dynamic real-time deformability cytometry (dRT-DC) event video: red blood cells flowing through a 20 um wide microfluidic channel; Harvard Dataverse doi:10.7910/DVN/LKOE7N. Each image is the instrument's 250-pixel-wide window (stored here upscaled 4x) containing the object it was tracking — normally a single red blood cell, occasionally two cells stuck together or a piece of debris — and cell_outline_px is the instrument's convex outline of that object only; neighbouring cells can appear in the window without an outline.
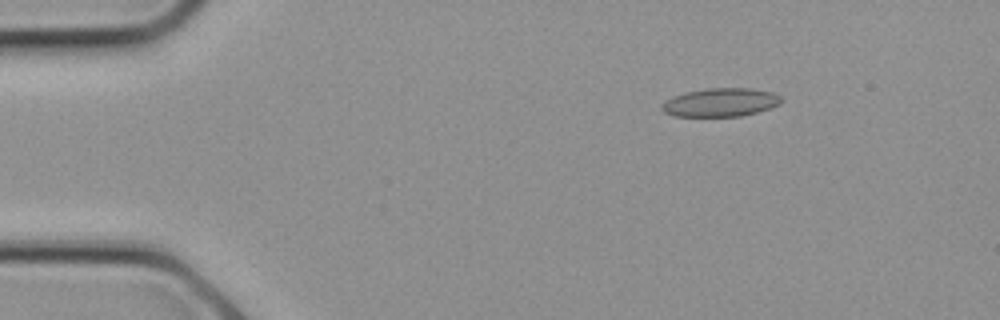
{"species": "common noctule bat (a hibernating species)", "species_latin": "Nyctalus noctula", "temperature_condition": "cold", "stored_images_in_passage": 11, "camera_frame_rate_fps": 3000, "um_per_image_px": 0.085, "animal": {"sex": "female", "body_mass_g": 21.9}, "frame": {"image": 1, "passage_image": 4, "time_ms": 1.0, "image_size_px": [1000, 320], "cell_outline_px": [[784, 100], [780, 104], [756, 112], [740, 116], [672, 116], [664, 112], [660, 108], [660, 104], [672, 96], [684, 92], [708, 88], [752, 88], [772, 92], [780, 96]], "centroid_in_image_um": [61.21, 8.69], "position_along_channel_um": 23.8, "area_um2": 19.94}}
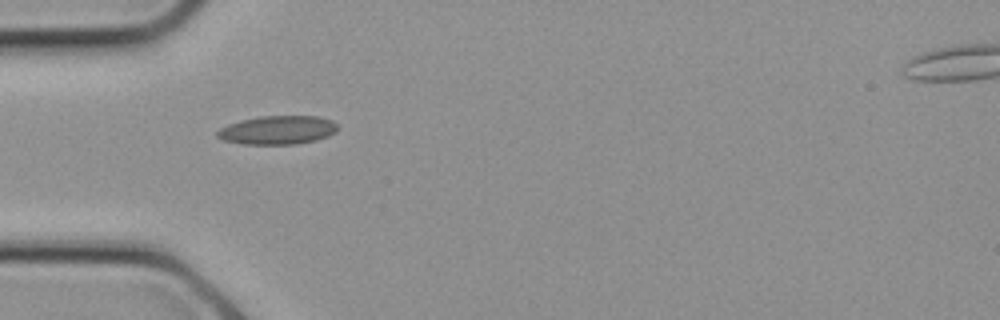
{"frame": {"image": 2, "passage_image": 8, "time_ms": 2.333, "image_size_px": [1000, 320], "cell_outline_px": [[336, 132], [328, 136], [316, 140], [296, 144], [244, 144], [224, 140], [216, 136], [216, 132], [220, 128], [228, 124], [240, 120], [260, 116], [316, 116], [332, 120], [336, 124]], "centroid_in_image_um": [23.58, 11.05], "position_along_channel_um": 61.4, "area_um2": 20.06}}
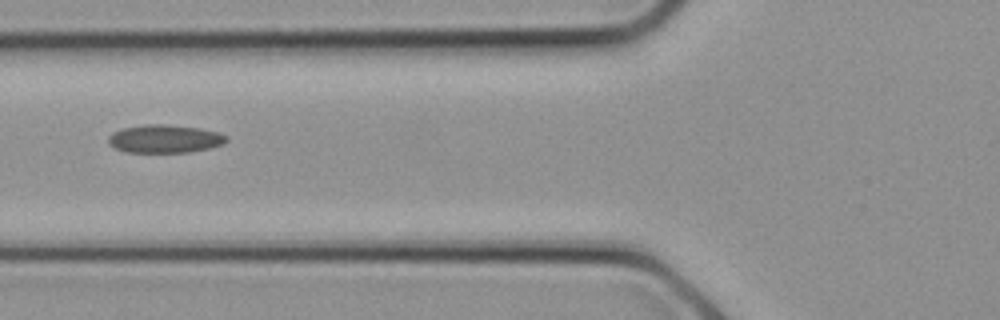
{"frame": {"image": 3, "passage_image": 10, "time_ms": 3.0, "image_size_px": [1000, 320], "cell_outline_px": [[228, 140], [224, 144], [208, 148], [188, 152], [124, 152], [108, 144], [108, 136], [112, 132], [124, 128], [144, 124], [164, 124], [200, 128], [220, 132], [228, 136]], "centroid_in_image_um": [14.01, 11.79], "position_along_channel_um": 111.8, "area_um2": 19.48}}